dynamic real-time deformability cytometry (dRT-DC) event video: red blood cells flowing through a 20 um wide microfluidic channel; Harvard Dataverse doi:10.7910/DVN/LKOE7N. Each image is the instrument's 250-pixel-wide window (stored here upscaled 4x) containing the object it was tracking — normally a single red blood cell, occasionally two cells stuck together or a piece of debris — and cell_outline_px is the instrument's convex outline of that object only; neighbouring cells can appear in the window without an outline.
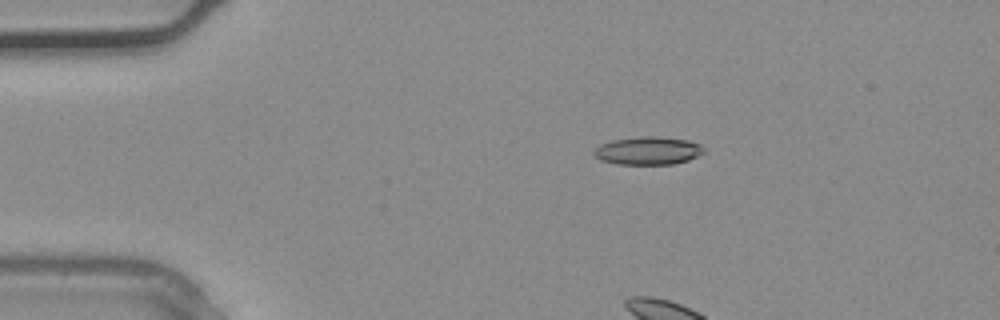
{"species": "common noctule bat (a hibernating species)", "species_latin": "Nyctalus noctula", "temperature_condition": "warm", "stored_images_in_passage": 2, "camera_frame_rate_fps": 3000, "um_per_image_px": 0.085, "animal": {"sex": "male", "body_mass_g": 20.4}, "frame": {"image": 1, "passage_image": 1, "time_ms": 0.0, "image_size_px": [1000, 320], "cell_outline_px": [[704, 152], [700, 156], [688, 160], [672, 164], [616, 164], [600, 160], [592, 152], [600, 144], [612, 140], [640, 136], [656, 136], [688, 140], [700, 144], [704, 148]], "centroid_in_image_um": [55.09, 12.81], "position_along_channel_um": 29.9, "area_um2": 18.03}}